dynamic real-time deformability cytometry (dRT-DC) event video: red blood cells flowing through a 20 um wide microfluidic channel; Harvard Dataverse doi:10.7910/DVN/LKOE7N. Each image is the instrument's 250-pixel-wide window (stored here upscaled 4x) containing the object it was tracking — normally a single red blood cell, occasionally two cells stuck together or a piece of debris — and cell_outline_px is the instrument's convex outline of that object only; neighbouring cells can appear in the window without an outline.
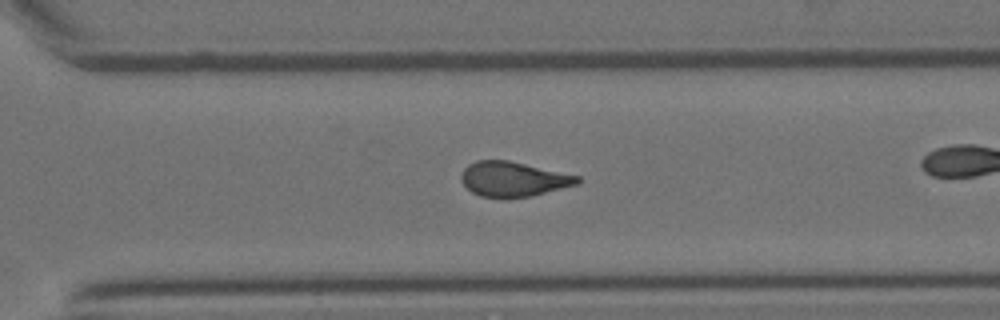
{"species": "Egyptian fruit bat (a non-hibernating species)", "species_latin": "Rousettus aegyptiacus", "temperature_condition": "room temperature", "stored_images_in_passage": 22, "camera_frame_rate_fps": 3000, "um_per_image_px": 0.085, "animal": {"sex": "female"}, "frame": {"image": 1, "passage_image": 19, "time_ms": 6.0, "image_size_px": [1000, 320], "cell_outline_px": [[580, 184], [532, 196], [508, 200], [480, 196], [472, 192], [460, 180], [460, 176], [464, 168], [468, 164], [476, 160], [508, 160], [580, 176]], "centroid_in_image_um": [43.63, 15.25], "position_along_channel_um": 327.0, "area_um2": 24.1}}